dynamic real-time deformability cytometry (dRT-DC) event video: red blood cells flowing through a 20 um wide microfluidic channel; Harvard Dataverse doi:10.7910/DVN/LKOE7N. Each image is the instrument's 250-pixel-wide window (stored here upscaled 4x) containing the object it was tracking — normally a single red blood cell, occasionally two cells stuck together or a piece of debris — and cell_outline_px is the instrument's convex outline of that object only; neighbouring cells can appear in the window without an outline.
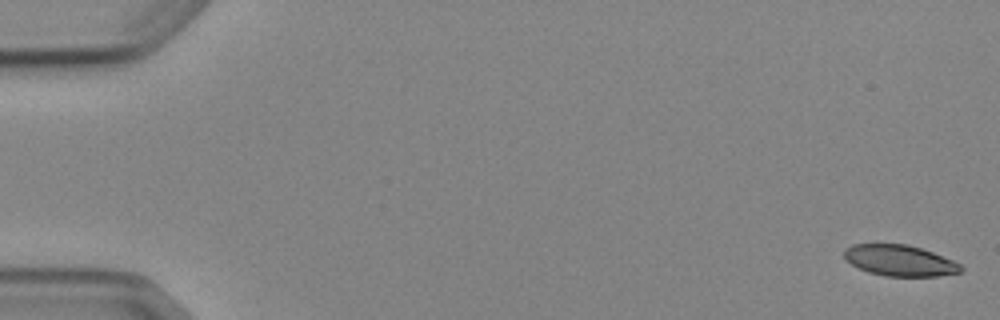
{"species": "Egyptian fruit bat (a non-hibernating species)", "species_latin": "Rousettus aegyptiacus", "temperature_condition": "cold", "stored_images_in_passage": 5, "camera_frame_rate_fps": 3000, "um_per_image_px": 0.085, "animal": {"sex": "female"}, "frame": {"image": 1, "passage_image": 1, "time_ms": 0.0, "image_size_px": [1000, 320], "cell_outline_px": [[964, 268], [960, 272], [940, 276], [888, 276], [868, 272], [852, 264], [844, 256], [844, 248], [852, 244], [908, 244], [932, 252], [952, 260], [960, 264]], "centroid_in_image_um": [76.48, 22.14], "position_along_channel_um": 8.5, "area_um2": 20.92}}
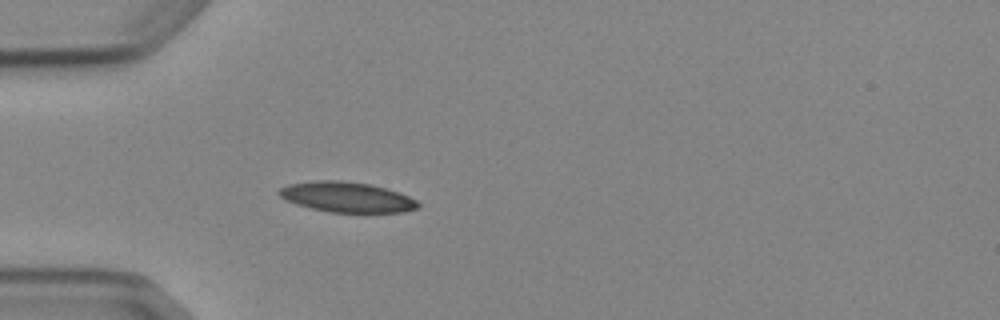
{"frame": {"image": 2, "passage_image": 5, "time_ms": 5.0, "image_size_px": [1000, 320], "cell_outline_px": [[420, 208], [404, 212], [328, 212], [296, 204], [280, 196], [276, 192], [280, 188], [288, 184], [316, 180], [340, 180], [372, 184], [408, 196], [416, 200], [420, 204]], "centroid_in_image_um": [29.48, 16.75], "position_along_channel_um": 55.5, "area_um2": 24.45}}